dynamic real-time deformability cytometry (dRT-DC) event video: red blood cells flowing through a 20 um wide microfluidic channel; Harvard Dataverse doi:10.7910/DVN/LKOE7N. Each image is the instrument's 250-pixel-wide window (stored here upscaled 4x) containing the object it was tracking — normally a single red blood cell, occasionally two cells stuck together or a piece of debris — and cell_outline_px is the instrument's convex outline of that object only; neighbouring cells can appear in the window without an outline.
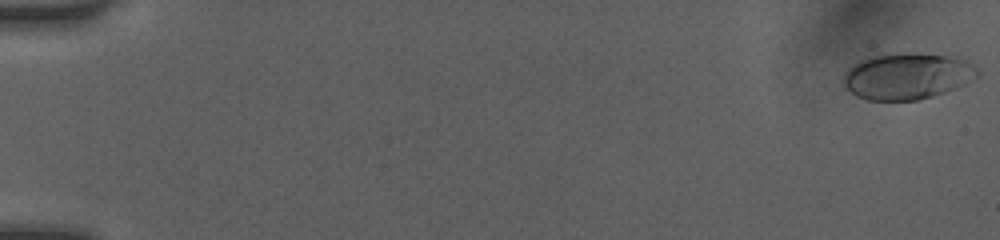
{"species": "human", "species_latin": "Homo sapiens", "temperature_condition": "room temperature", "stored_images_in_passage": 43, "camera_frame_rate_fps": 3000, "um_per_image_px": 0.085, "donor": {"sex": "female"}, "frame": {"image": 1, "passage_image": 1, "time_ms": 0.0, "image_size_px": [1000, 240], "cell_outline_px": [[980, 76], [964, 84], [944, 92], [932, 96], [916, 100], [868, 100], [856, 96], [840, 80], [844, 72], [852, 64], [860, 60], [872, 56], [896, 52], [908, 52], [948, 56], [964, 60], [972, 64], [980, 72]], "centroid_in_image_um": [77.08, 6.46], "position_along_channel_um": 7.9, "area_um2": 36.36}}
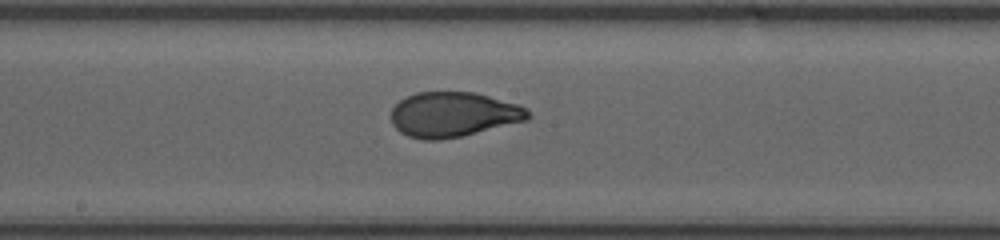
{"frame": {"image": 2, "passage_image": 25, "time_ms": 9.333, "image_size_px": [1000, 240], "cell_outline_px": [[532, 116], [528, 120], [460, 136], [436, 140], [424, 140], [408, 136], [400, 132], [392, 124], [388, 116], [392, 108], [400, 100], [416, 92], [476, 92], [520, 104], [528, 108]], "centroid_in_image_um": [38.54, 9.72], "position_along_channel_um": 209.7, "area_um2": 36.18}}
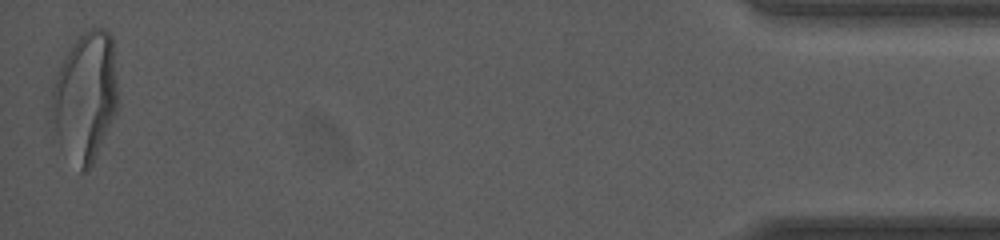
{"frame": {"image": 3, "passage_image": 43, "time_ms": 16.667, "image_size_px": [1000, 240], "cell_outline_px": [[116, 112], [92, 164], [88, 172], [80, 172], [60, 148], [48, 120], [52, 88], [60, 64], [72, 44], [88, 28], [108, 28], [112, 36], [116, 84]], "centroid_in_image_um": [7.18, 8.26], "position_along_channel_um": 428.0, "area_um2": 50.52}, "authors_computed_cell_mechanics": {"area_um2": 35.7204, "velocity_mm_per_s": 4.0885, "shape_relaxation_time_tau1_ms": 4.7698, "shape_relaxation_time_tau2_ms": null, "deformation_change_tau1": 0.2075, "deformation_change_tau2": null}}